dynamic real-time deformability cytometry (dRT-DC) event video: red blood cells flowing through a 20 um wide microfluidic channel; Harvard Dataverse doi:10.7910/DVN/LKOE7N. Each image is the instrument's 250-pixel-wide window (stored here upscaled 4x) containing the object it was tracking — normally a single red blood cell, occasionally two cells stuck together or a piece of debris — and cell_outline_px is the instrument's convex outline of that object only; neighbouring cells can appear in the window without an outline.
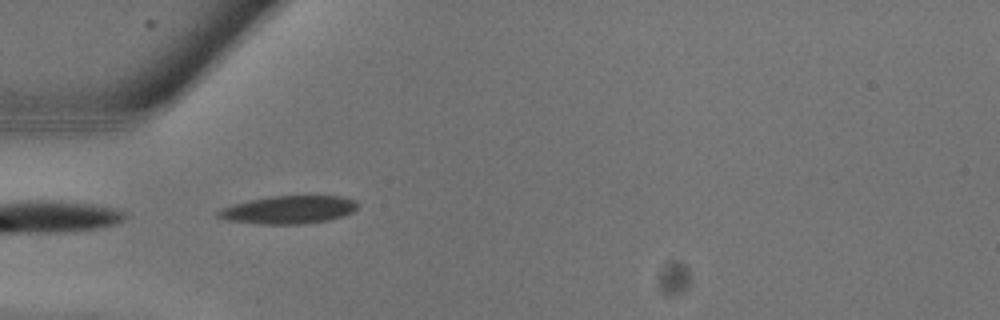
{"species": "common noctule bat (a hibernating species)", "species_latin": "Nyctalus noctula", "temperature_condition": "warm", "stored_images_in_passage": 5, "camera_frame_rate_fps": 3000, "um_per_image_px": 0.085, "animal": {"sex": "male", "body_mass_g": 13.3}, "frame": {"image": 1, "passage_image": 2, "time_ms": 0.333, "image_size_px": [1000, 320], "cell_outline_px": [[356, 208], [352, 212], [344, 216], [328, 220], [304, 224], [256, 224], [228, 220], [216, 216], [216, 212], [224, 208], [236, 204], [252, 200], [272, 196], [340, 196], [356, 200]], "centroid_in_image_um": [24.57, 17.84], "position_along_channel_um": 60.4, "area_um2": 22.48}}
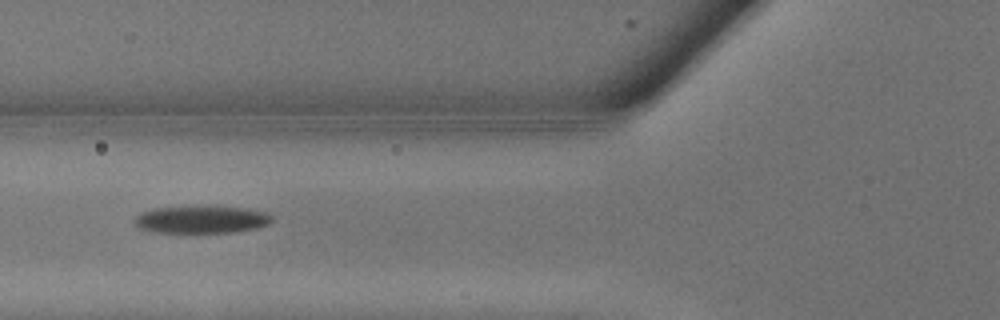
{"frame": {"image": 2, "passage_image": 4, "time_ms": 1.0, "image_size_px": [1000, 320], "cell_outline_px": [[272, 220], [268, 224], [256, 228], [232, 232], [152, 232], [140, 228], [132, 220], [136, 216], [144, 212], [156, 208], [244, 208], [264, 212], [272, 216]], "centroid_in_image_um": [17.11, 18.69], "position_along_channel_um": 108.7, "area_um2": 21.04}}